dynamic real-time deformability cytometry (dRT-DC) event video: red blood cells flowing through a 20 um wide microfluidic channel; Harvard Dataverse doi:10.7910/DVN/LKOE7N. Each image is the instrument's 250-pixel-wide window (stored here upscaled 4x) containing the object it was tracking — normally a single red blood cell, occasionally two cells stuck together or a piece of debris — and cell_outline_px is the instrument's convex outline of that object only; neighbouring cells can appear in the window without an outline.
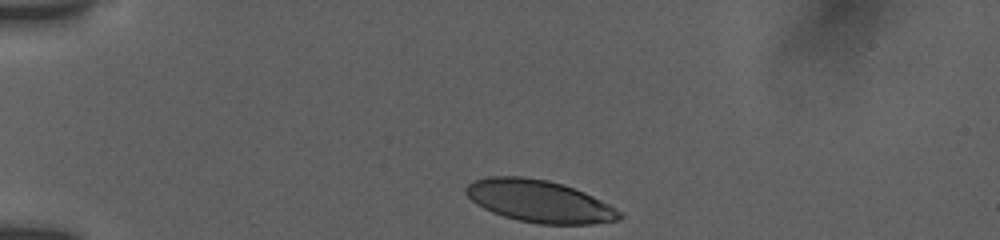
{"species": "human", "species_latin": "Homo sapiens", "temperature_condition": "room temperature", "stored_images_in_passage": 12, "camera_frame_rate_fps": 3000, "um_per_image_px": 0.085, "donor": {"sex": "female"}, "frame": {"image": 1, "passage_image": 1, "time_ms": 0.0, "image_size_px": [1000, 240], "cell_outline_px": [[624, 216], [620, 220], [592, 224], [540, 224], [520, 220], [504, 216], [492, 212], [476, 204], [464, 192], [464, 188], [472, 180], [488, 176], [520, 176], [548, 180], [564, 184], [584, 192], [624, 212]], "centroid_in_image_um": [45.85, 17.1], "position_along_channel_um": 39.1, "area_um2": 37.92}}